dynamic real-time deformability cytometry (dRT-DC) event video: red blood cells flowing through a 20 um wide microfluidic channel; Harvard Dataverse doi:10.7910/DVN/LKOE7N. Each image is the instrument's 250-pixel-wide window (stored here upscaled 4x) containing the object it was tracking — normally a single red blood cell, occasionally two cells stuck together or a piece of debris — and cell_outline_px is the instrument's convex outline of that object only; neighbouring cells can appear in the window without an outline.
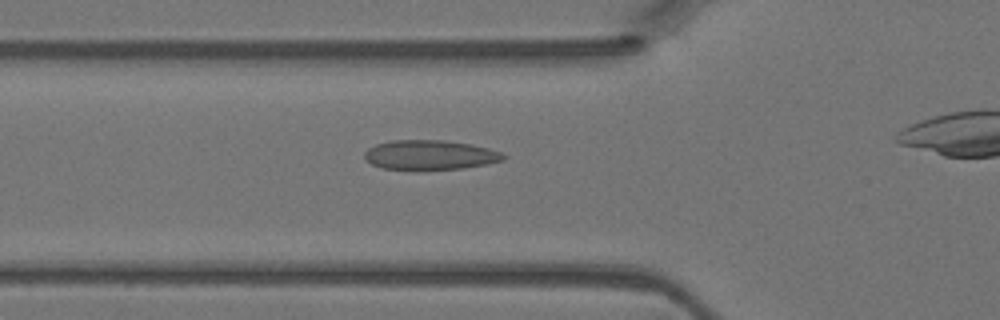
{"species": "Egyptian fruit bat (a non-hibernating species)", "species_latin": "Rousettus aegyptiacus", "temperature_condition": "warm", "stored_images_in_passage": 28, "camera_frame_rate_fps": 3000, "um_per_image_px": 0.085, "animal": {"sex": "female"}, "frame": {"image": 1, "passage_image": 6, "time_ms": 1.667, "image_size_px": [1000, 320], "cell_outline_px": [[508, 156], [504, 160], [464, 168], [416, 172], [380, 168], [372, 164], [364, 156], [364, 152], [368, 148], [376, 144], [392, 140], [444, 140], [472, 144], [488, 148], [500, 152]], "centroid_in_image_um": [36.52, 13.2], "position_along_channel_um": 89.3, "area_um2": 24.68}}
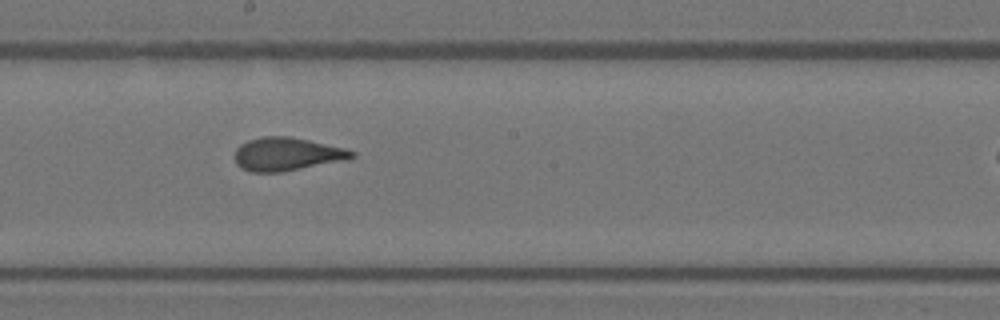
{"frame": {"image": 2, "passage_image": 15, "time_ms": 4.667, "image_size_px": [1000, 320], "cell_outline_px": [[356, 156], [348, 160], [280, 172], [252, 172], [240, 168], [236, 164], [236, 148], [240, 144], [248, 140], [264, 136], [288, 136], [308, 140], [344, 148], [356, 152]], "centroid_in_image_um": [24.39, 13.1], "position_along_channel_um": 223.8, "area_um2": 22.66}}
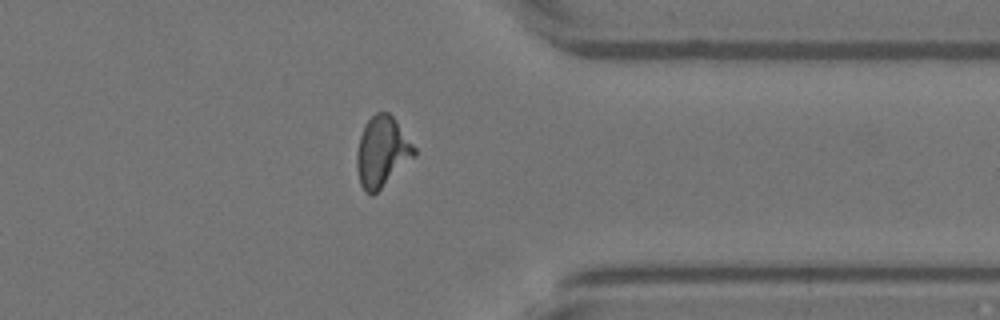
{"frame": {"image": 3, "passage_image": 26, "time_ms": 8.333, "image_size_px": [1000, 320], "cell_outline_px": [[416, 156], [372, 196], [364, 192], [360, 184], [356, 168], [356, 152], [360, 136], [368, 120], [376, 112], [388, 112], [396, 120], [416, 148]], "centroid_in_image_um": [32.47, 12.92], "position_along_channel_um": 378.9, "area_um2": 23.64}}